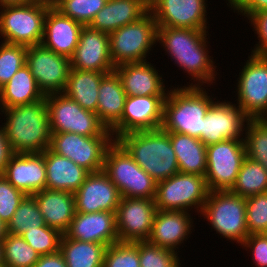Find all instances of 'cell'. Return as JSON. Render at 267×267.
<instances>
[{"instance_id": "cell-33", "label": "cell", "mask_w": 267, "mask_h": 267, "mask_svg": "<svg viewBox=\"0 0 267 267\" xmlns=\"http://www.w3.org/2000/svg\"><path fill=\"white\" fill-rule=\"evenodd\" d=\"M106 248L104 244L73 240L63 234L59 252L67 267H103Z\"/></svg>"}, {"instance_id": "cell-31", "label": "cell", "mask_w": 267, "mask_h": 267, "mask_svg": "<svg viewBox=\"0 0 267 267\" xmlns=\"http://www.w3.org/2000/svg\"><path fill=\"white\" fill-rule=\"evenodd\" d=\"M44 98L29 67L25 64L0 88V109L33 103Z\"/></svg>"}, {"instance_id": "cell-10", "label": "cell", "mask_w": 267, "mask_h": 267, "mask_svg": "<svg viewBox=\"0 0 267 267\" xmlns=\"http://www.w3.org/2000/svg\"><path fill=\"white\" fill-rule=\"evenodd\" d=\"M46 97L51 133H76L82 136H113L95 112L83 109L64 93Z\"/></svg>"}, {"instance_id": "cell-29", "label": "cell", "mask_w": 267, "mask_h": 267, "mask_svg": "<svg viewBox=\"0 0 267 267\" xmlns=\"http://www.w3.org/2000/svg\"><path fill=\"white\" fill-rule=\"evenodd\" d=\"M126 98L118 74L115 71L107 73L98 89L97 116L108 130L121 120Z\"/></svg>"}, {"instance_id": "cell-27", "label": "cell", "mask_w": 267, "mask_h": 267, "mask_svg": "<svg viewBox=\"0 0 267 267\" xmlns=\"http://www.w3.org/2000/svg\"><path fill=\"white\" fill-rule=\"evenodd\" d=\"M32 196L38 204L45 224L64 234L76 213L74 193L46 188Z\"/></svg>"}, {"instance_id": "cell-38", "label": "cell", "mask_w": 267, "mask_h": 267, "mask_svg": "<svg viewBox=\"0 0 267 267\" xmlns=\"http://www.w3.org/2000/svg\"><path fill=\"white\" fill-rule=\"evenodd\" d=\"M21 236L40 255H49L59 252L63 234L45 225L25 231Z\"/></svg>"}, {"instance_id": "cell-19", "label": "cell", "mask_w": 267, "mask_h": 267, "mask_svg": "<svg viewBox=\"0 0 267 267\" xmlns=\"http://www.w3.org/2000/svg\"><path fill=\"white\" fill-rule=\"evenodd\" d=\"M76 212H116L121 201L119 189L103 171L89 173L74 193Z\"/></svg>"}, {"instance_id": "cell-18", "label": "cell", "mask_w": 267, "mask_h": 267, "mask_svg": "<svg viewBox=\"0 0 267 267\" xmlns=\"http://www.w3.org/2000/svg\"><path fill=\"white\" fill-rule=\"evenodd\" d=\"M166 96H127L121 120L110 130L114 139L129 132L161 128Z\"/></svg>"}, {"instance_id": "cell-17", "label": "cell", "mask_w": 267, "mask_h": 267, "mask_svg": "<svg viewBox=\"0 0 267 267\" xmlns=\"http://www.w3.org/2000/svg\"><path fill=\"white\" fill-rule=\"evenodd\" d=\"M207 0H149L157 27L209 29Z\"/></svg>"}, {"instance_id": "cell-39", "label": "cell", "mask_w": 267, "mask_h": 267, "mask_svg": "<svg viewBox=\"0 0 267 267\" xmlns=\"http://www.w3.org/2000/svg\"><path fill=\"white\" fill-rule=\"evenodd\" d=\"M103 267H140L139 241H119L107 246Z\"/></svg>"}, {"instance_id": "cell-52", "label": "cell", "mask_w": 267, "mask_h": 267, "mask_svg": "<svg viewBox=\"0 0 267 267\" xmlns=\"http://www.w3.org/2000/svg\"><path fill=\"white\" fill-rule=\"evenodd\" d=\"M67 0H50L48 5L52 8H59Z\"/></svg>"}, {"instance_id": "cell-1", "label": "cell", "mask_w": 267, "mask_h": 267, "mask_svg": "<svg viewBox=\"0 0 267 267\" xmlns=\"http://www.w3.org/2000/svg\"><path fill=\"white\" fill-rule=\"evenodd\" d=\"M207 30L189 28L158 27L157 44L160 43L174 61L175 66L187 73L194 82L188 86L207 87L216 83V65L213 56L208 55L209 33ZM208 36V38H206ZM215 65V66H214ZM207 84V86H205Z\"/></svg>"}, {"instance_id": "cell-23", "label": "cell", "mask_w": 267, "mask_h": 267, "mask_svg": "<svg viewBox=\"0 0 267 267\" xmlns=\"http://www.w3.org/2000/svg\"><path fill=\"white\" fill-rule=\"evenodd\" d=\"M189 213L186 211L157 210L151 235L147 241L152 245L168 248L176 253L180 252L177 249L189 238L193 227H195L193 225L194 220Z\"/></svg>"}, {"instance_id": "cell-26", "label": "cell", "mask_w": 267, "mask_h": 267, "mask_svg": "<svg viewBox=\"0 0 267 267\" xmlns=\"http://www.w3.org/2000/svg\"><path fill=\"white\" fill-rule=\"evenodd\" d=\"M149 11V0H108L88 25L106 34L135 22Z\"/></svg>"}, {"instance_id": "cell-20", "label": "cell", "mask_w": 267, "mask_h": 267, "mask_svg": "<svg viewBox=\"0 0 267 267\" xmlns=\"http://www.w3.org/2000/svg\"><path fill=\"white\" fill-rule=\"evenodd\" d=\"M70 61L71 68L76 70L99 73L114 71L115 67L110 55L109 35L84 26Z\"/></svg>"}, {"instance_id": "cell-5", "label": "cell", "mask_w": 267, "mask_h": 267, "mask_svg": "<svg viewBox=\"0 0 267 267\" xmlns=\"http://www.w3.org/2000/svg\"><path fill=\"white\" fill-rule=\"evenodd\" d=\"M199 215L229 242L242 245L249 235L245 198L230 191H210Z\"/></svg>"}, {"instance_id": "cell-30", "label": "cell", "mask_w": 267, "mask_h": 267, "mask_svg": "<svg viewBox=\"0 0 267 267\" xmlns=\"http://www.w3.org/2000/svg\"><path fill=\"white\" fill-rule=\"evenodd\" d=\"M169 137L177 157L179 172L205 176L206 145L200 139L187 134L169 132Z\"/></svg>"}, {"instance_id": "cell-49", "label": "cell", "mask_w": 267, "mask_h": 267, "mask_svg": "<svg viewBox=\"0 0 267 267\" xmlns=\"http://www.w3.org/2000/svg\"><path fill=\"white\" fill-rule=\"evenodd\" d=\"M33 267H67L66 262L60 252L41 255Z\"/></svg>"}, {"instance_id": "cell-50", "label": "cell", "mask_w": 267, "mask_h": 267, "mask_svg": "<svg viewBox=\"0 0 267 267\" xmlns=\"http://www.w3.org/2000/svg\"><path fill=\"white\" fill-rule=\"evenodd\" d=\"M34 2V0H0V7L9 5H24Z\"/></svg>"}, {"instance_id": "cell-4", "label": "cell", "mask_w": 267, "mask_h": 267, "mask_svg": "<svg viewBox=\"0 0 267 267\" xmlns=\"http://www.w3.org/2000/svg\"><path fill=\"white\" fill-rule=\"evenodd\" d=\"M176 87H169L164 100L161 128L200 139L203 119L216 97L202 86Z\"/></svg>"}, {"instance_id": "cell-40", "label": "cell", "mask_w": 267, "mask_h": 267, "mask_svg": "<svg viewBox=\"0 0 267 267\" xmlns=\"http://www.w3.org/2000/svg\"><path fill=\"white\" fill-rule=\"evenodd\" d=\"M27 47L23 45H0V88L26 63Z\"/></svg>"}, {"instance_id": "cell-42", "label": "cell", "mask_w": 267, "mask_h": 267, "mask_svg": "<svg viewBox=\"0 0 267 267\" xmlns=\"http://www.w3.org/2000/svg\"><path fill=\"white\" fill-rule=\"evenodd\" d=\"M249 235L267 234V192L245 198Z\"/></svg>"}, {"instance_id": "cell-53", "label": "cell", "mask_w": 267, "mask_h": 267, "mask_svg": "<svg viewBox=\"0 0 267 267\" xmlns=\"http://www.w3.org/2000/svg\"><path fill=\"white\" fill-rule=\"evenodd\" d=\"M0 267H5L2 241H0Z\"/></svg>"}, {"instance_id": "cell-14", "label": "cell", "mask_w": 267, "mask_h": 267, "mask_svg": "<svg viewBox=\"0 0 267 267\" xmlns=\"http://www.w3.org/2000/svg\"><path fill=\"white\" fill-rule=\"evenodd\" d=\"M25 64L44 96L64 92L71 70L69 58L38 44L27 47Z\"/></svg>"}, {"instance_id": "cell-3", "label": "cell", "mask_w": 267, "mask_h": 267, "mask_svg": "<svg viewBox=\"0 0 267 267\" xmlns=\"http://www.w3.org/2000/svg\"><path fill=\"white\" fill-rule=\"evenodd\" d=\"M116 141L157 183L179 172L169 132L162 128L125 133Z\"/></svg>"}, {"instance_id": "cell-36", "label": "cell", "mask_w": 267, "mask_h": 267, "mask_svg": "<svg viewBox=\"0 0 267 267\" xmlns=\"http://www.w3.org/2000/svg\"><path fill=\"white\" fill-rule=\"evenodd\" d=\"M45 225L43 215L39 210L35 198L32 195H27L7 224V233L21 236L25 231H30Z\"/></svg>"}, {"instance_id": "cell-24", "label": "cell", "mask_w": 267, "mask_h": 267, "mask_svg": "<svg viewBox=\"0 0 267 267\" xmlns=\"http://www.w3.org/2000/svg\"><path fill=\"white\" fill-rule=\"evenodd\" d=\"M83 27V24L65 16L57 8L49 7L41 44L70 59L77 47Z\"/></svg>"}, {"instance_id": "cell-47", "label": "cell", "mask_w": 267, "mask_h": 267, "mask_svg": "<svg viewBox=\"0 0 267 267\" xmlns=\"http://www.w3.org/2000/svg\"><path fill=\"white\" fill-rule=\"evenodd\" d=\"M227 5L238 15H244L249 19L252 15L267 10V0H226Z\"/></svg>"}, {"instance_id": "cell-15", "label": "cell", "mask_w": 267, "mask_h": 267, "mask_svg": "<svg viewBox=\"0 0 267 267\" xmlns=\"http://www.w3.org/2000/svg\"><path fill=\"white\" fill-rule=\"evenodd\" d=\"M224 101L214 100L203 119L200 140L206 146L224 140H244L249 118L240 106Z\"/></svg>"}, {"instance_id": "cell-32", "label": "cell", "mask_w": 267, "mask_h": 267, "mask_svg": "<svg viewBox=\"0 0 267 267\" xmlns=\"http://www.w3.org/2000/svg\"><path fill=\"white\" fill-rule=\"evenodd\" d=\"M106 74L71 68L63 93L76 101L83 109L97 114L98 89Z\"/></svg>"}, {"instance_id": "cell-28", "label": "cell", "mask_w": 267, "mask_h": 267, "mask_svg": "<svg viewBox=\"0 0 267 267\" xmlns=\"http://www.w3.org/2000/svg\"><path fill=\"white\" fill-rule=\"evenodd\" d=\"M46 167V188L75 193L89 172L67 157L60 156L49 148L43 152Z\"/></svg>"}, {"instance_id": "cell-35", "label": "cell", "mask_w": 267, "mask_h": 267, "mask_svg": "<svg viewBox=\"0 0 267 267\" xmlns=\"http://www.w3.org/2000/svg\"><path fill=\"white\" fill-rule=\"evenodd\" d=\"M243 137L246 157L267 170V120L249 119Z\"/></svg>"}, {"instance_id": "cell-8", "label": "cell", "mask_w": 267, "mask_h": 267, "mask_svg": "<svg viewBox=\"0 0 267 267\" xmlns=\"http://www.w3.org/2000/svg\"><path fill=\"white\" fill-rule=\"evenodd\" d=\"M157 28L154 16L148 11L139 20L109 34L110 55L114 67L147 61L152 46L154 48L157 45Z\"/></svg>"}, {"instance_id": "cell-21", "label": "cell", "mask_w": 267, "mask_h": 267, "mask_svg": "<svg viewBox=\"0 0 267 267\" xmlns=\"http://www.w3.org/2000/svg\"><path fill=\"white\" fill-rule=\"evenodd\" d=\"M3 176L26 195L46 189V167L43 152L14 153Z\"/></svg>"}, {"instance_id": "cell-34", "label": "cell", "mask_w": 267, "mask_h": 267, "mask_svg": "<svg viewBox=\"0 0 267 267\" xmlns=\"http://www.w3.org/2000/svg\"><path fill=\"white\" fill-rule=\"evenodd\" d=\"M230 192L241 197L267 192V170L257 162L245 158Z\"/></svg>"}, {"instance_id": "cell-22", "label": "cell", "mask_w": 267, "mask_h": 267, "mask_svg": "<svg viewBox=\"0 0 267 267\" xmlns=\"http://www.w3.org/2000/svg\"><path fill=\"white\" fill-rule=\"evenodd\" d=\"M67 238L109 246L119 242L116 228V212H76L68 230Z\"/></svg>"}, {"instance_id": "cell-2", "label": "cell", "mask_w": 267, "mask_h": 267, "mask_svg": "<svg viewBox=\"0 0 267 267\" xmlns=\"http://www.w3.org/2000/svg\"><path fill=\"white\" fill-rule=\"evenodd\" d=\"M13 153H41L49 148L51 131L46 97L33 103L0 109Z\"/></svg>"}, {"instance_id": "cell-16", "label": "cell", "mask_w": 267, "mask_h": 267, "mask_svg": "<svg viewBox=\"0 0 267 267\" xmlns=\"http://www.w3.org/2000/svg\"><path fill=\"white\" fill-rule=\"evenodd\" d=\"M154 199L122 197L116 210L120 242L147 241L156 214Z\"/></svg>"}, {"instance_id": "cell-9", "label": "cell", "mask_w": 267, "mask_h": 267, "mask_svg": "<svg viewBox=\"0 0 267 267\" xmlns=\"http://www.w3.org/2000/svg\"><path fill=\"white\" fill-rule=\"evenodd\" d=\"M209 192L205 176L178 172L157 183L156 210L201 213Z\"/></svg>"}, {"instance_id": "cell-54", "label": "cell", "mask_w": 267, "mask_h": 267, "mask_svg": "<svg viewBox=\"0 0 267 267\" xmlns=\"http://www.w3.org/2000/svg\"><path fill=\"white\" fill-rule=\"evenodd\" d=\"M34 1H40V2H45V3H49L50 0H34Z\"/></svg>"}, {"instance_id": "cell-25", "label": "cell", "mask_w": 267, "mask_h": 267, "mask_svg": "<svg viewBox=\"0 0 267 267\" xmlns=\"http://www.w3.org/2000/svg\"><path fill=\"white\" fill-rule=\"evenodd\" d=\"M151 62H133L116 66L122 87L127 96L167 95L169 89ZM167 89V90H166Z\"/></svg>"}, {"instance_id": "cell-6", "label": "cell", "mask_w": 267, "mask_h": 267, "mask_svg": "<svg viewBox=\"0 0 267 267\" xmlns=\"http://www.w3.org/2000/svg\"><path fill=\"white\" fill-rule=\"evenodd\" d=\"M49 7L48 3L40 1L0 7L2 42L25 47L41 44Z\"/></svg>"}, {"instance_id": "cell-41", "label": "cell", "mask_w": 267, "mask_h": 267, "mask_svg": "<svg viewBox=\"0 0 267 267\" xmlns=\"http://www.w3.org/2000/svg\"><path fill=\"white\" fill-rule=\"evenodd\" d=\"M179 254L168 248L139 241L140 267H174L180 260Z\"/></svg>"}, {"instance_id": "cell-43", "label": "cell", "mask_w": 267, "mask_h": 267, "mask_svg": "<svg viewBox=\"0 0 267 267\" xmlns=\"http://www.w3.org/2000/svg\"><path fill=\"white\" fill-rule=\"evenodd\" d=\"M108 0H67L58 10L65 16L88 26Z\"/></svg>"}, {"instance_id": "cell-12", "label": "cell", "mask_w": 267, "mask_h": 267, "mask_svg": "<svg viewBox=\"0 0 267 267\" xmlns=\"http://www.w3.org/2000/svg\"><path fill=\"white\" fill-rule=\"evenodd\" d=\"M113 136H82L76 133H51L49 149L67 157L89 173L103 170L107 149Z\"/></svg>"}, {"instance_id": "cell-45", "label": "cell", "mask_w": 267, "mask_h": 267, "mask_svg": "<svg viewBox=\"0 0 267 267\" xmlns=\"http://www.w3.org/2000/svg\"><path fill=\"white\" fill-rule=\"evenodd\" d=\"M246 251L252 252V262L256 267H267V234H251L241 245Z\"/></svg>"}, {"instance_id": "cell-13", "label": "cell", "mask_w": 267, "mask_h": 267, "mask_svg": "<svg viewBox=\"0 0 267 267\" xmlns=\"http://www.w3.org/2000/svg\"><path fill=\"white\" fill-rule=\"evenodd\" d=\"M209 191H230L246 158L244 140H224L206 146Z\"/></svg>"}, {"instance_id": "cell-11", "label": "cell", "mask_w": 267, "mask_h": 267, "mask_svg": "<svg viewBox=\"0 0 267 267\" xmlns=\"http://www.w3.org/2000/svg\"><path fill=\"white\" fill-rule=\"evenodd\" d=\"M235 87L237 105L249 119L267 118V56L250 54Z\"/></svg>"}, {"instance_id": "cell-55", "label": "cell", "mask_w": 267, "mask_h": 267, "mask_svg": "<svg viewBox=\"0 0 267 267\" xmlns=\"http://www.w3.org/2000/svg\"><path fill=\"white\" fill-rule=\"evenodd\" d=\"M174 267H182L180 261Z\"/></svg>"}, {"instance_id": "cell-46", "label": "cell", "mask_w": 267, "mask_h": 267, "mask_svg": "<svg viewBox=\"0 0 267 267\" xmlns=\"http://www.w3.org/2000/svg\"><path fill=\"white\" fill-rule=\"evenodd\" d=\"M253 32L259 40L251 51L252 54L267 56V10L252 15L249 19Z\"/></svg>"}, {"instance_id": "cell-7", "label": "cell", "mask_w": 267, "mask_h": 267, "mask_svg": "<svg viewBox=\"0 0 267 267\" xmlns=\"http://www.w3.org/2000/svg\"><path fill=\"white\" fill-rule=\"evenodd\" d=\"M103 171L122 197L155 199L157 182L116 140L107 149Z\"/></svg>"}, {"instance_id": "cell-51", "label": "cell", "mask_w": 267, "mask_h": 267, "mask_svg": "<svg viewBox=\"0 0 267 267\" xmlns=\"http://www.w3.org/2000/svg\"><path fill=\"white\" fill-rule=\"evenodd\" d=\"M7 235V225L0 219V241H3Z\"/></svg>"}, {"instance_id": "cell-37", "label": "cell", "mask_w": 267, "mask_h": 267, "mask_svg": "<svg viewBox=\"0 0 267 267\" xmlns=\"http://www.w3.org/2000/svg\"><path fill=\"white\" fill-rule=\"evenodd\" d=\"M2 244L5 267H33L41 256L22 236L8 234Z\"/></svg>"}, {"instance_id": "cell-48", "label": "cell", "mask_w": 267, "mask_h": 267, "mask_svg": "<svg viewBox=\"0 0 267 267\" xmlns=\"http://www.w3.org/2000/svg\"><path fill=\"white\" fill-rule=\"evenodd\" d=\"M13 154L2 124L0 125V175H3L6 165Z\"/></svg>"}, {"instance_id": "cell-44", "label": "cell", "mask_w": 267, "mask_h": 267, "mask_svg": "<svg viewBox=\"0 0 267 267\" xmlns=\"http://www.w3.org/2000/svg\"><path fill=\"white\" fill-rule=\"evenodd\" d=\"M27 195L16 189L3 175H0V219L7 225L16 209Z\"/></svg>"}]
</instances>
